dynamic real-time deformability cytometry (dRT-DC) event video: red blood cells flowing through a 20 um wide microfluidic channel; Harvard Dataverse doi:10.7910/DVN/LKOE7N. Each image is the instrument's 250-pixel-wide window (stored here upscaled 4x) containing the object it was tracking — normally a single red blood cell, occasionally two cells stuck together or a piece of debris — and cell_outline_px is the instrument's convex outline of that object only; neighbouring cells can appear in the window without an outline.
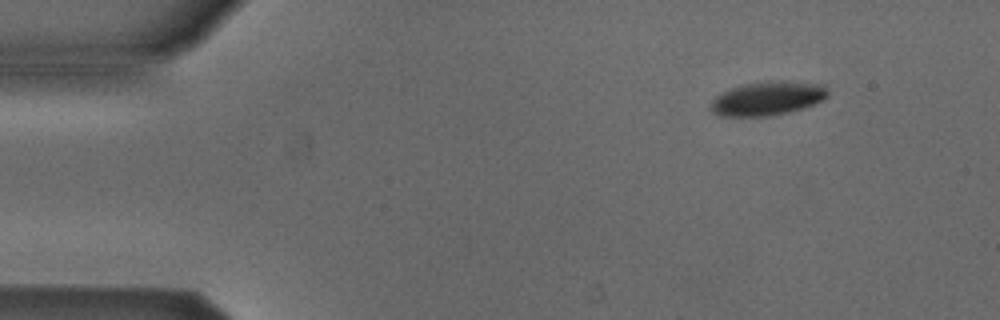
{"species": "Egyptian fruit bat (a non-hibernating species)", "species_latin": "Rousettus aegyptiacus", "temperature_condition": "cold", "stored_images_in_passage": 4, "camera_frame_rate_fps": 3000, "um_per_image_px": 0.085, "animal": {"sex": "male"}, "frame": {"image": 1, "passage_image": 1, "time_ms": 0.0, "image_size_px": [1000, 320], "cell_outline_px": [[828, 96], [824, 100], [788, 112], [768, 116], [720, 116], [712, 112], [712, 100], [716, 96], [732, 88], [744, 84], [768, 80], [776, 80], [824, 84], [828, 92]], "centroid_in_image_um": [65.26, 8.35], "position_along_channel_um": 19.7, "area_um2": 22.95}}
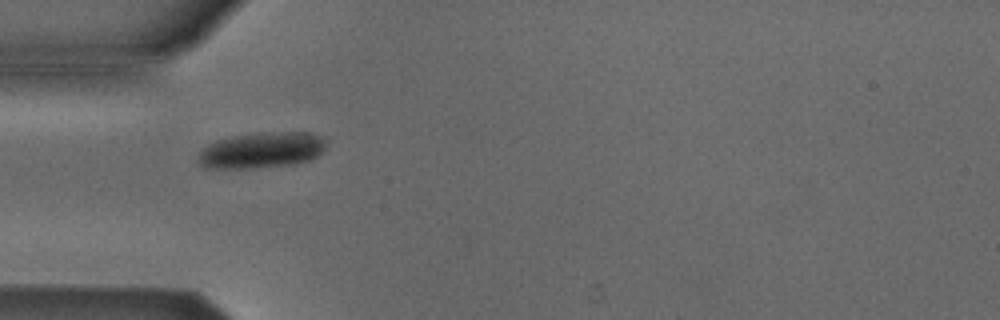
{"frame": {"image": 2, "passage_image": 3, "time_ms": 0.667, "image_size_px": [1000, 320], "cell_outline_px": [[328, 140], [324, 152], [308, 160], [292, 164], [256, 168], [204, 168], [196, 160], [200, 152], [208, 144], [216, 140], [232, 136], [260, 132], [308, 132], [328, 136]], "centroid_in_image_um": [22.29, 12.75], "position_along_channel_um": 62.7, "area_um2": 27.28}}
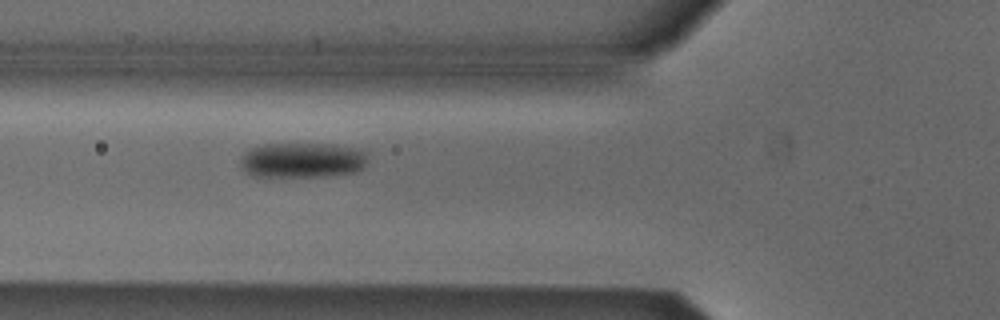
{"frame": {"image": 3, "passage_image": 4, "time_ms": 1.0, "image_size_px": [1000, 320], "cell_outline_px": [[368, 160], [364, 168], [356, 172], [320, 176], [252, 176], [240, 164], [240, 160], [244, 152], [252, 148], [264, 144], [332, 144], [364, 148], [368, 152]], "centroid_in_image_um": [25.79, 13.59], "position_along_channel_um": 100.0, "area_um2": 26.36}}